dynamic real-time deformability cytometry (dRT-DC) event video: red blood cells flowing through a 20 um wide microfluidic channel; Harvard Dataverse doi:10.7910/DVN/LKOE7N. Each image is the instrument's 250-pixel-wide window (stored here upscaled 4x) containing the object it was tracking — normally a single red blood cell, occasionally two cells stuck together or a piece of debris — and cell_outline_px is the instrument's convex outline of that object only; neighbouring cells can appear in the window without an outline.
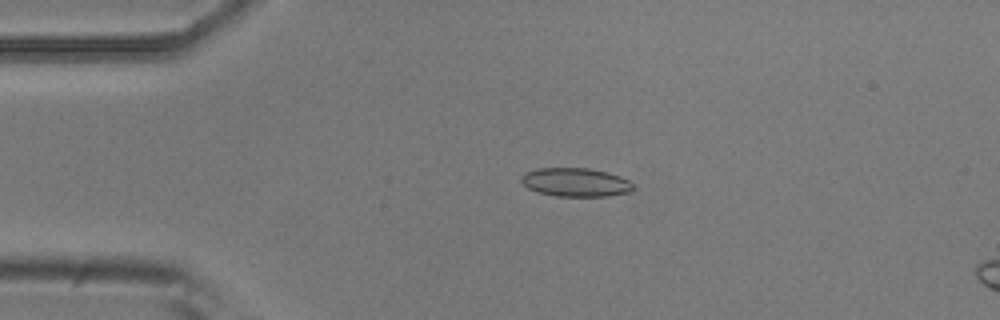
{"species": "common noctule bat (a hibernating species)", "species_latin": "Nyctalus noctula", "temperature_condition": "room temperature", "stored_images_in_passage": 5, "camera_frame_rate_fps": 3000, "um_per_image_px": 0.085, "animal": {"sex": "male", "body_mass_g": 20.5, "forearm_length_mm": 52.5}, "frame": {"image": 1, "passage_image": 3, "time_ms": 3.0, "image_size_px": [1000, 320], "cell_outline_px": [[636, 188], [632, 192], [608, 196], [556, 196], [536, 192], [528, 188], [520, 180], [520, 176], [524, 172], [536, 168], [588, 168], [608, 172], [620, 176], [628, 180]], "centroid_in_image_um": [48.92, 15.49], "position_along_channel_um": 36.1, "area_um2": 18.96}}